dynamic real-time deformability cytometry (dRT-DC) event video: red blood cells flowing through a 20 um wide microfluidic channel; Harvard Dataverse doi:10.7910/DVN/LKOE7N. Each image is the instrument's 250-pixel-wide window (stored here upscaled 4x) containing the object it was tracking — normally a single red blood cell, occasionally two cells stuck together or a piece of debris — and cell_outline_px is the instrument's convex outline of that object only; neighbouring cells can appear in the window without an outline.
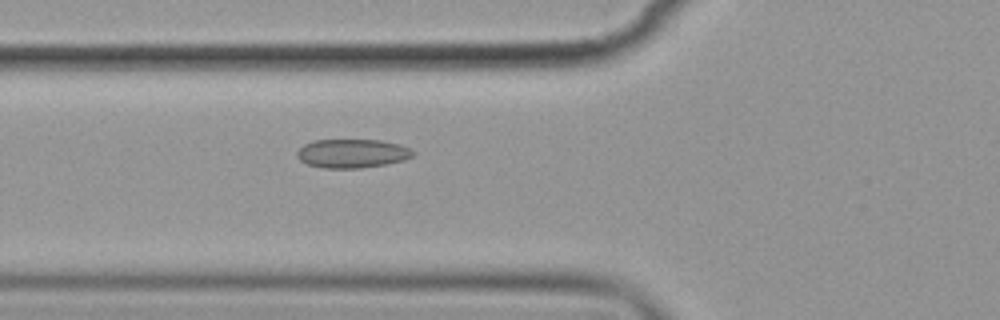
{"species": "common noctule bat (a hibernating species)", "species_latin": "Nyctalus noctula", "temperature_condition": "cold", "stored_images_in_passage": 7, "camera_frame_rate_fps": 3000, "um_per_image_px": 0.085, "animal": {"sex": "female", "body_mass_g": 19.9}, "frame": {"image": 1, "passage_image": 7, "time_ms": 8.0, "image_size_px": [1000, 320], "cell_outline_px": [[416, 152], [412, 156], [404, 160], [384, 164], [360, 168], [324, 168], [308, 164], [300, 160], [296, 156], [296, 152], [304, 144], [312, 140], [380, 140], [400, 144]], "centroid_in_image_um": [29.92, 13.04], "position_along_channel_um": 95.9, "area_um2": 19.42}}